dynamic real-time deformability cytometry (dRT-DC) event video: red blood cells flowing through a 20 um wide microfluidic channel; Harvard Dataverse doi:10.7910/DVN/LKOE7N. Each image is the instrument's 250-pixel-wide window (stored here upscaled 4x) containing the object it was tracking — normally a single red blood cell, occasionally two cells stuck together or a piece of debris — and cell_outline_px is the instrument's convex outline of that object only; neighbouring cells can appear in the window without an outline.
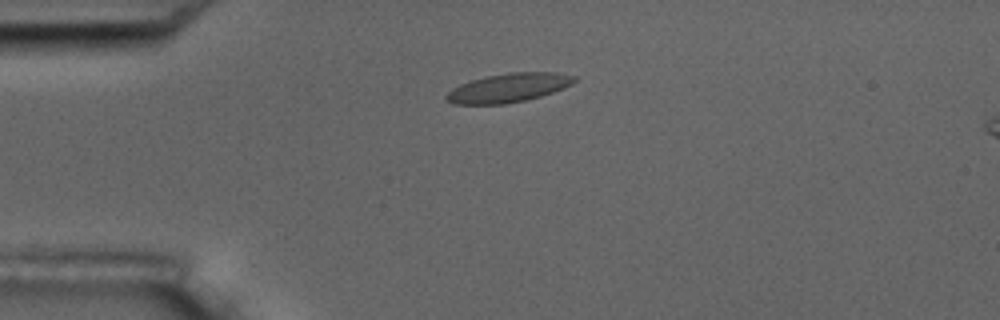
{"species": "common noctule bat (a hibernating species)", "species_latin": "Nyctalus noctula", "temperature_condition": "room temperature", "stored_images_in_passage": 2, "segment_of_instrument_passage": [1, 2], "camera_frame_rate_fps": 3000, "um_per_image_px": 0.085, "animal": {"sex": "male", "body_mass_g": 17.5, "forearm_length_mm": 52.3}, "frame": {"image": 1, "passage_image": 1, "time_ms": 0.0, "image_size_px": [1000, 320], "cell_outline_px": [[576, 80], [572, 84], [564, 88], [540, 96], [524, 100], [504, 104], [452, 104], [444, 100], [444, 96], [452, 88], [460, 84], [484, 76], [508, 72], [556, 72], [576, 76]], "centroid_in_image_um": [43.19, 7.46], "position_along_channel_um": 41.8, "area_um2": 21.68}}